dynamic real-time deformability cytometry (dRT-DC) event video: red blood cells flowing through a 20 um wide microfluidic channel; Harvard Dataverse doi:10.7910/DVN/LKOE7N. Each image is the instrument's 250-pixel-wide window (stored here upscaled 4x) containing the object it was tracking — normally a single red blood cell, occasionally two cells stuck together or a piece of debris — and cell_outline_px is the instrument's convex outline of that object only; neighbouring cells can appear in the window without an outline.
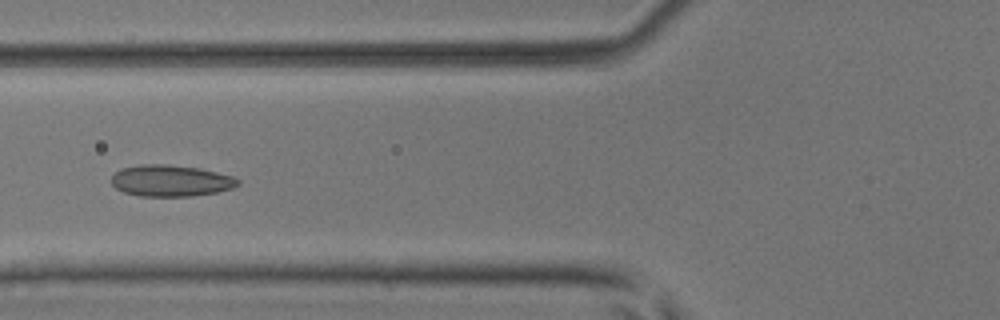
{"species": "common noctule bat (a hibernating species)", "species_latin": "Nyctalus noctula", "temperature_condition": "room temperature", "stored_images_in_passage": 7, "camera_frame_rate_fps": 3000, "um_per_image_px": 0.085, "animal": {"sex": "male", "body_mass_g": 17.9, "forearm_length_mm": 54.2}, "frame": {"image": 1, "passage_image": 6, "time_ms": 1.667, "image_size_px": [1000, 320], "cell_outline_px": [[240, 184], [232, 188], [216, 192], [192, 196], [140, 196], [124, 192], [116, 188], [112, 184], [112, 176], [120, 168], [140, 164], [168, 164], [200, 168], [232, 176], [240, 180]], "centroid_in_image_um": [14.51, 15.35], "position_along_channel_um": 111.3, "area_um2": 23.24}}
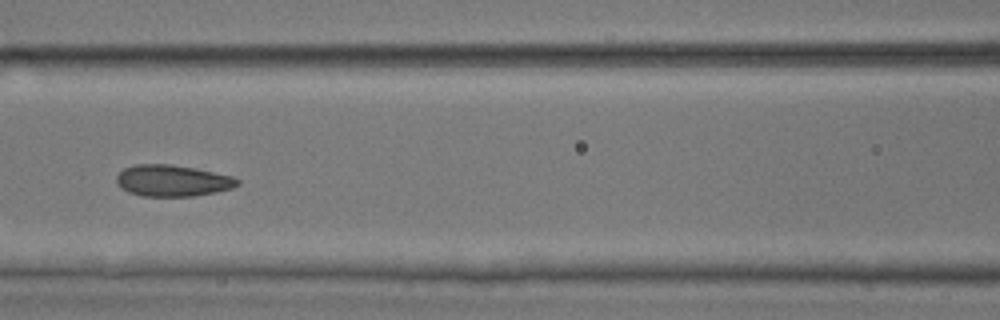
{"frame": {"image": 2, "passage_image": 7, "time_ms": 2.0, "image_size_px": [1000, 320], "cell_outline_px": [[240, 184], [232, 188], [216, 192], [192, 196], [144, 196], [128, 192], [116, 180], [116, 176], [124, 168], [132, 164], [168, 164], [196, 168], [232, 176], [240, 180]], "centroid_in_image_um": [14.69, 15.35], "position_along_channel_um": 151.9, "area_um2": 22.08}}